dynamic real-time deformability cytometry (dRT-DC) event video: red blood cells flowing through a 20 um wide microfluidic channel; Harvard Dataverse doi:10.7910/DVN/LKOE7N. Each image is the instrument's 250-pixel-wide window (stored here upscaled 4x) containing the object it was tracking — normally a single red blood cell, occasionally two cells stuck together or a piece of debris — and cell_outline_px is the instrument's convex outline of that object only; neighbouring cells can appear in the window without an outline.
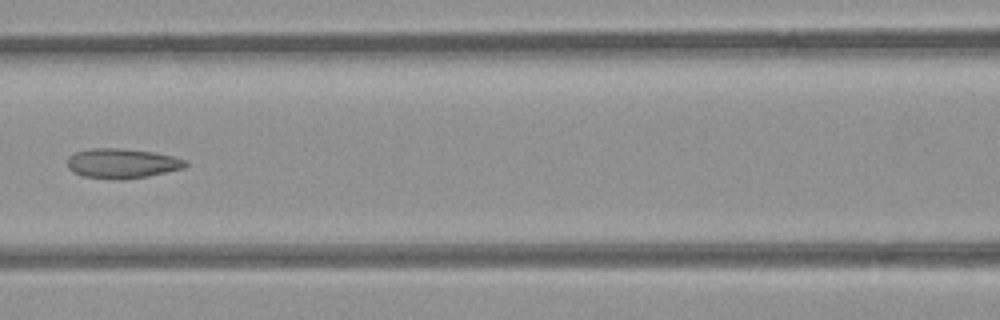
{"species": "common noctule bat (a hibernating species)", "species_latin": "Nyctalus noctula", "temperature_condition": "room temperature", "stored_images_in_passage": 8, "camera_frame_rate_fps": 3000, "um_per_image_px": 0.085, "animal": {"sex": "female", "body_mass_g": 21.9}, "frame": {"image": 1, "passage_image": 7, "time_ms": 7.667, "image_size_px": [1000, 320], "cell_outline_px": [[188, 164], [184, 168], [148, 176], [124, 180], [112, 180], [84, 176], [72, 172], [68, 168], [68, 156], [76, 152], [92, 148], [120, 148], [152, 152], [172, 156], [184, 160]], "centroid_in_image_um": [10.34, 13.9], "position_along_channel_um": 156.3, "area_um2": 20.52}}
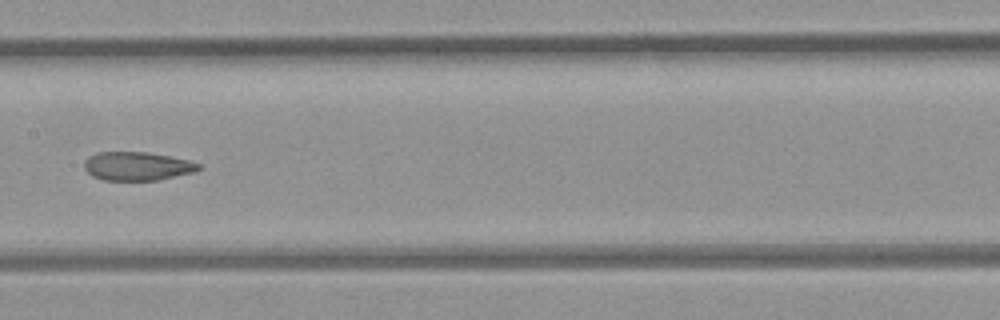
{"frame": {"image": 2, "passage_image": 8, "time_ms": 8.667, "image_size_px": [1000, 320], "cell_outline_px": [[204, 168], [192, 172], [156, 180], [104, 180], [92, 176], [84, 168], [84, 160], [88, 156], [96, 152], [148, 152], [188, 160], [200, 164]], "centroid_in_image_um": [11.63, 14.11], "position_along_channel_um": 195.8, "area_um2": 19.02}}